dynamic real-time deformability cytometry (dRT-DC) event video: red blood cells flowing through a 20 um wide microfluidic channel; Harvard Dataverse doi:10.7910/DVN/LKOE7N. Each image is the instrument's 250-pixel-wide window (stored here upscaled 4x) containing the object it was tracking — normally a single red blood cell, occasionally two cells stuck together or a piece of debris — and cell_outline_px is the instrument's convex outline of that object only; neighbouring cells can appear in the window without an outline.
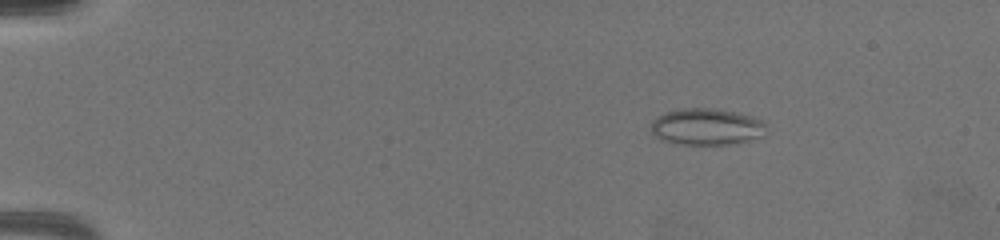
{"species": "common noctule bat (a hibernating species)", "species_latin": "Nyctalus noctula", "temperature_condition": "warm", "stored_images_in_passage": 65, "camera_frame_rate_fps": 3000, "um_per_image_px": 0.085, "animal": {"sex": "female", "body_mass_g": 19.5, "forearm_length_mm": 54.1}, "frame": {"image": 1, "passage_image": 11, "time_ms": 3.333, "image_size_px": [1000, 240], "cell_outline_px": [[764, 136], [728, 144], [672, 144], [660, 140], [652, 132], [652, 120], [656, 116], [668, 112], [684, 108], [712, 108], [736, 112], [752, 116], [760, 120], [764, 124]], "centroid_in_image_um": [60.01, 10.77], "position_along_channel_um": 25.0, "area_um2": 24.39}}
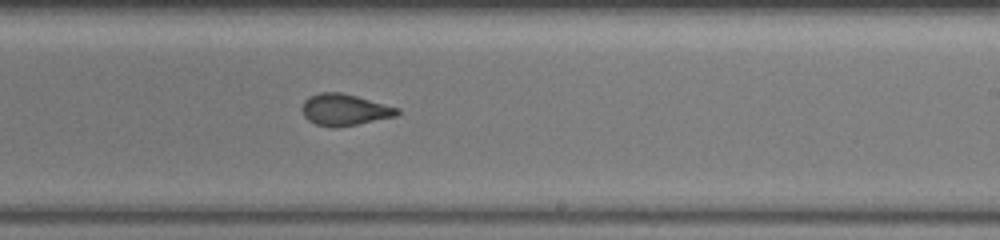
{"frame": {"image": 2, "passage_image": 42, "time_ms": 13.667, "image_size_px": [1000, 240], "cell_outline_px": [[400, 112], [396, 116], [336, 128], [332, 128], [316, 124], [308, 120], [304, 116], [304, 100], [308, 96], [320, 92], [340, 92], [356, 96], [400, 108]], "centroid_in_image_um": [29.29, 9.33], "position_along_channel_um": 259.7, "area_um2": 17.34}}
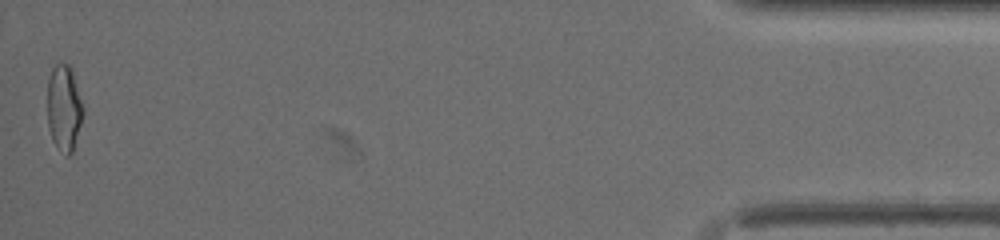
{"frame": {"image": 3, "passage_image": 65, "time_ms": 21.333, "image_size_px": [1000, 240], "cell_outline_px": [[84, 112], [72, 152], [68, 156], [64, 156], [52, 140], [48, 128], [48, 80], [52, 68], [56, 64], [68, 64], [72, 68], [84, 108]], "centroid_in_image_um": [5.45, 9.18], "position_along_channel_um": 429.8, "area_um2": 17.98}, "authors_computed_cell_mechanics": {"area_um2": 17.9758, "velocity_mm_per_s": 3.3019, "shape_relaxation_time_tau1_ms": null, "shape_relaxation_time_tau2_ms": 1.3368, "deformation_change_tau1": null, "deformation_change_tau2": 0.0861}}